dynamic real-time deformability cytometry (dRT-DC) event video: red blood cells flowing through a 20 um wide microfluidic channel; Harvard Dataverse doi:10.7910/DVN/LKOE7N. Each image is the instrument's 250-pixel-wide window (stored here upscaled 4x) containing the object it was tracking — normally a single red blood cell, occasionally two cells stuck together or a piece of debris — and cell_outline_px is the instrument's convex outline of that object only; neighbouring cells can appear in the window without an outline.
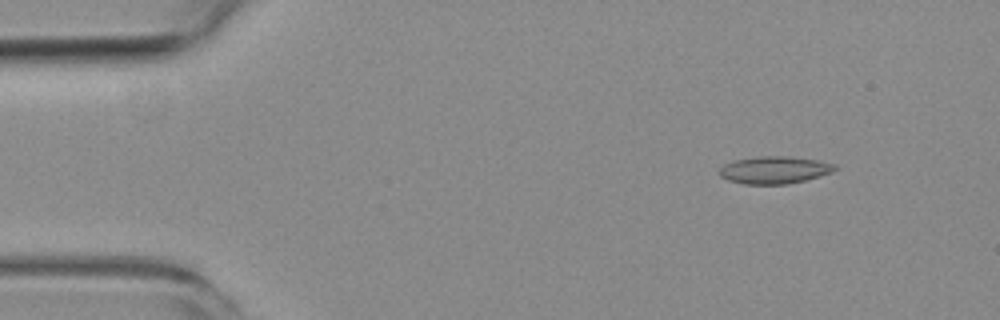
{"species": "common noctule bat (a hibernating species)", "species_latin": "Nyctalus noctula", "temperature_condition": "room temperature", "stored_images_in_passage": 3, "camera_frame_rate_fps": 3000, "um_per_image_px": 0.085, "animal": {"sex": "female", "body_mass_g": 19.3, "forearm_length_mm": 54.1}, "frame": {"image": 1, "passage_image": 1, "time_ms": 0.0, "image_size_px": [1000, 320], "cell_outline_px": [[836, 168], [832, 172], [820, 176], [788, 184], [744, 184], [728, 180], [720, 176], [716, 172], [724, 164], [732, 160], [760, 156], [792, 156], [816, 160], [836, 164]], "centroid_in_image_um": [65.78, 14.44], "position_along_channel_um": 19.2, "area_um2": 18.55}}